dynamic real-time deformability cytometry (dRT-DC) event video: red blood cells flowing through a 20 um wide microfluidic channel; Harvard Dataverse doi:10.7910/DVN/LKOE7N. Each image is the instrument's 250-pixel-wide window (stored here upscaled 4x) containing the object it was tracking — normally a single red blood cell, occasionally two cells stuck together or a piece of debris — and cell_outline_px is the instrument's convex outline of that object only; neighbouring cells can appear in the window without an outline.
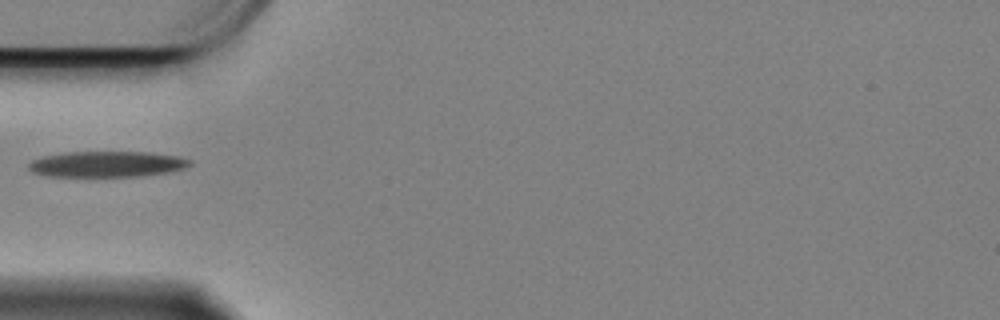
{"species": "Egyptian fruit bat (a non-hibernating species)", "species_latin": "Rousettus aegyptiacus", "temperature_condition": "cold", "stored_images_in_passage": 41, "camera_frame_rate_fps": 3000, "um_per_image_px": 0.085, "animal": {"sex": "female"}, "frame": {"image": 1, "passage_image": 1, "time_ms": 0.0, "image_size_px": [1000, 320], "cell_outline_px": [[192, 164], [184, 168], [164, 172], [136, 176], [48, 176], [32, 172], [28, 168], [28, 164], [32, 160], [44, 156], [64, 152], [152, 152], [176, 156], [192, 160]], "centroid_in_image_um": [9.06, 13.94], "position_along_channel_um": 75.9, "area_um2": 24.04}}
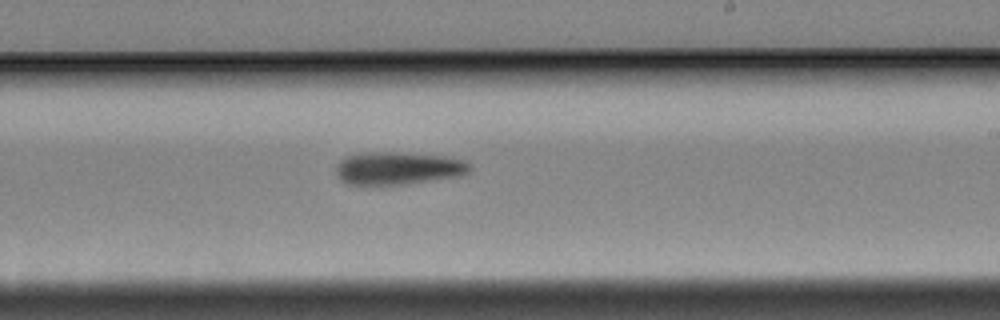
{"frame": {"image": 2, "passage_image": 17, "time_ms": 5.333, "image_size_px": [1000, 320], "cell_outline_px": [[468, 172], [460, 176], [400, 184], [348, 184], [340, 180], [336, 172], [336, 164], [340, 160], [348, 156], [368, 152], [392, 152], [440, 156], [464, 160], [468, 164]], "centroid_in_image_um": [33.78, 14.3], "position_along_channel_um": 255.2, "area_um2": 24.91}}
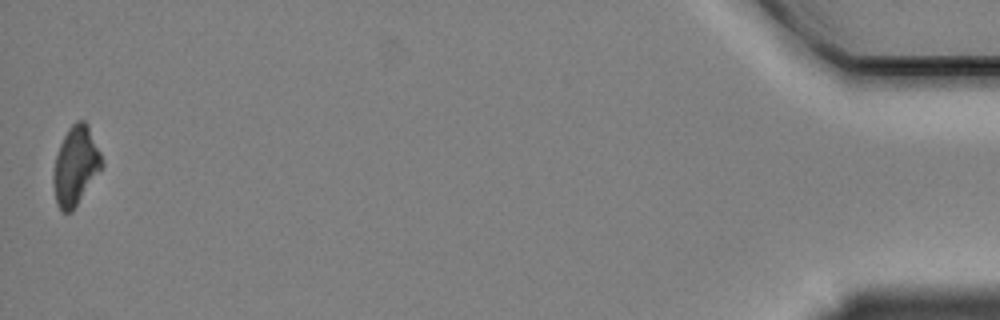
{"frame": {"image": 3, "passage_image": 41, "time_ms": 13.333, "image_size_px": [1000, 320], "cell_outline_px": [[104, 164], [72, 212], [60, 212], [56, 204], [52, 180], [52, 172], [56, 156], [60, 144], [68, 128], [76, 120], [84, 120], [88, 124], [104, 160]], "centroid_in_image_um": [6.41, 14.09], "position_along_channel_um": 428.8, "area_um2": 22.43}}